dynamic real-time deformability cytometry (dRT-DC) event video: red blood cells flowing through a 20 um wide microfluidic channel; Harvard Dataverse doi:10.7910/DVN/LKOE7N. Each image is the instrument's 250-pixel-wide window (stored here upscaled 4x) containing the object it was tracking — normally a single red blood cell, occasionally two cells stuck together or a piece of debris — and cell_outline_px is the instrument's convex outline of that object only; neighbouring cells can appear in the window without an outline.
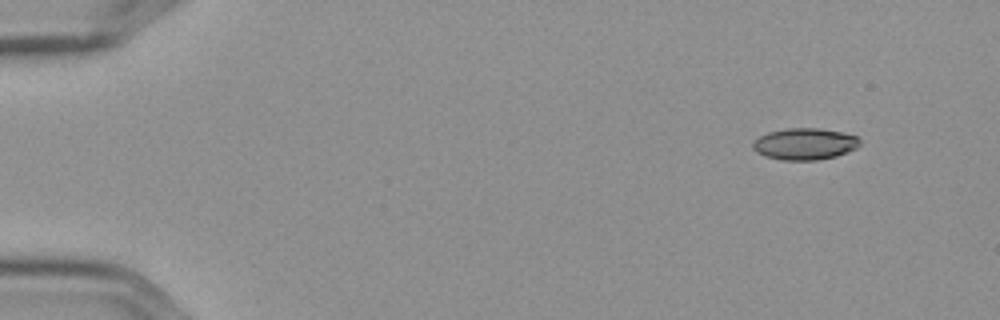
{"species": "Egyptian fruit bat (a non-hibernating species)", "species_latin": "Rousettus aegyptiacus", "temperature_condition": "cold", "stored_images_in_passage": 9, "camera_frame_rate_fps": 3000, "um_per_image_px": 0.085, "frame": {"image": 1, "passage_image": 1, "time_ms": 0.0, "image_size_px": [1000, 320], "cell_outline_px": [[860, 144], [856, 148], [848, 152], [836, 156], [816, 160], [784, 160], [764, 156], [756, 152], [752, 148], [752, 144], [760, 136], [768, 132], [784, 128], [820, 128], [840, 132], [856, 136], [860, 140]], "centroid_in_image_um": [68.39, 12.23], "position_along_channel_um": 16.6, "area_um2": 19.71}}
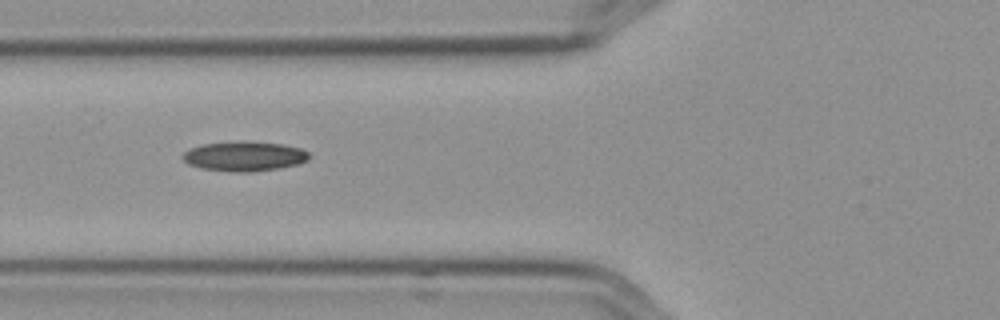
{"frame": {"image": 2, "passage_image": 6, "time_ms": 1.667, "image_size_px": [1000, 320], "cell_outline_px": [[308, 160], [296, 164], [280, 168], [248, 172], [232, 172], [200, 168], [188, 164], [180, 156], [184, 152], [192, 148], [204, 144], [284, 144], [300, 148], [308, 152]], "centroid_in_image_um": [20.75, 13.34], "position_along_channel_um": 105.0, "area_um2": 20.81}}
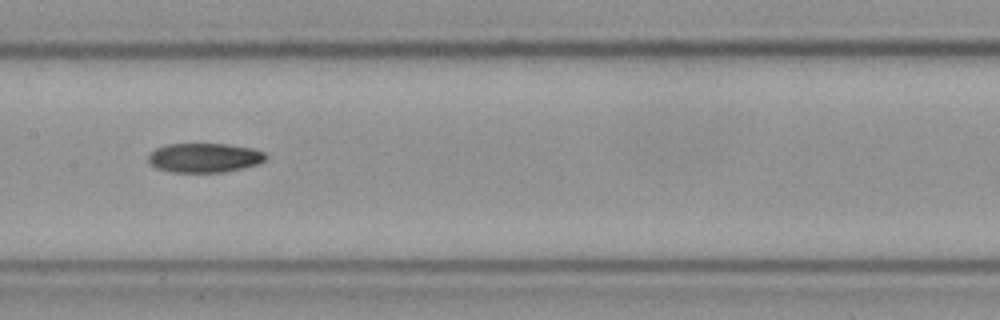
{"frame": {"image": 3, "passage_image": 8, "time_ms": 2.333, "image_size_px": [1000, 320], "cell_outline_px": [[268, 156], [260, 164], [224, 172], [172, 172], [156, 168], [148, 160], [148, 156], [156, 148], [168, 144], [228, 144], [252, 148], [264, 152]], "centroid_in_image_um": [17.4, 13.41], "position_along_channel_um": 190.0, "area_um2": 20.06}}